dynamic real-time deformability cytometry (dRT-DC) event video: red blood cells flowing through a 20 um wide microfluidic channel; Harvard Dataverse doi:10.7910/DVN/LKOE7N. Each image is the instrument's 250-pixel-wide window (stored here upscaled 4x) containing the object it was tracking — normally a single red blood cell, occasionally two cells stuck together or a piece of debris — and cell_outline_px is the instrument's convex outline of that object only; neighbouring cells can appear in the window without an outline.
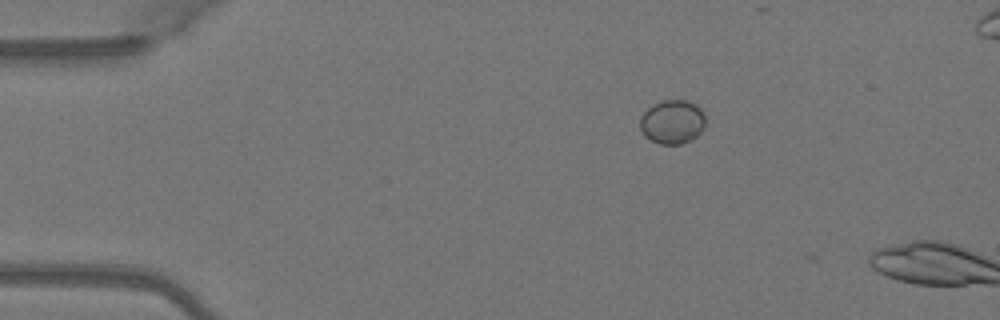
{"species": "Egyptian fruit bat (a non-hibernating species)", "species_latin": "Rousettus aegyptiacus", "temperature_condition": "warm", "stored_images_in_passage": 3, "camera_frame_rate_fps": 3000, "um_per_image_px": 0.085, "animal": {"sex": "female"}, "frame": {"image": 1, "passage_image": 2, "time_ms": 0.333, "image_size_px": [1000, 320], "cell_outline_px": [[704, 128], [692, 140], [680, 144], [660, 144], [644, 136], [640, 128], [640, 116], [648, 108], [660, 100], [684, 100], [696, 104], [704, 112]], "centroid_in_image_um": [57.14, 10.36], "position_along_channel_um": 27.9, "area_um2": 16.82}}